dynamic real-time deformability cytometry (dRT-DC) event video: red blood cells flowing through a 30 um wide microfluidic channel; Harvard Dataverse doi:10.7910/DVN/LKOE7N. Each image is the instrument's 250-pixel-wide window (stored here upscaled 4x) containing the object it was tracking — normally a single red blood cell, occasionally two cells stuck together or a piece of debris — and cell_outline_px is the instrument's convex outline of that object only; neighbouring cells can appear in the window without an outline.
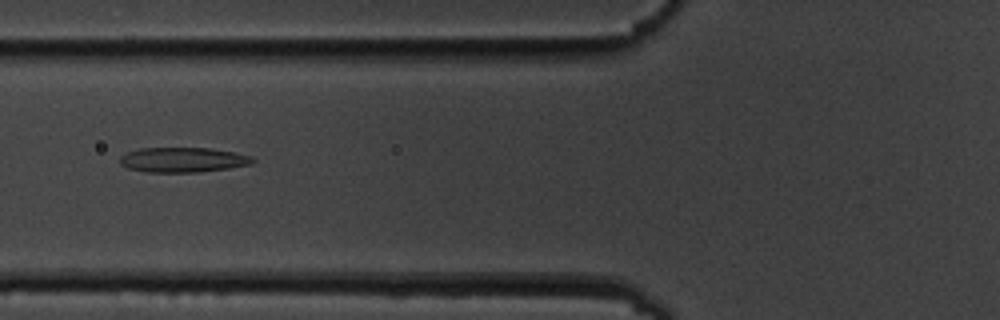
{"species": "common noctule bat (a hibernating species)", "species_latin": "Nyctalus noctula", "temperature_condition": "cold", "stored_images_in_passage": 9, "camera_frame_rate_fps": 3000, "um_per_image_px": 0.085, "animal": {"sex": "male", "body_mass_g": 19.5, "forearm_length_mm": 54.6}, "frame": {"image": 1, "passage_image": 7, "time_ms": 7.0, "image_size_px": [1000, 320], "cell_outline_px": [[256, 160], [252, 164], [228, 168], [200, 172], [148, 172], [128, 168], [120, 164], [120, 156], [128, 152], [140, 148], [208, 148], [232, 152], [252, 156]], "centroid_in_image_um": [15.55, 13.58], "position_along_channel_um": 110.2, "area_um2": 19.19}}
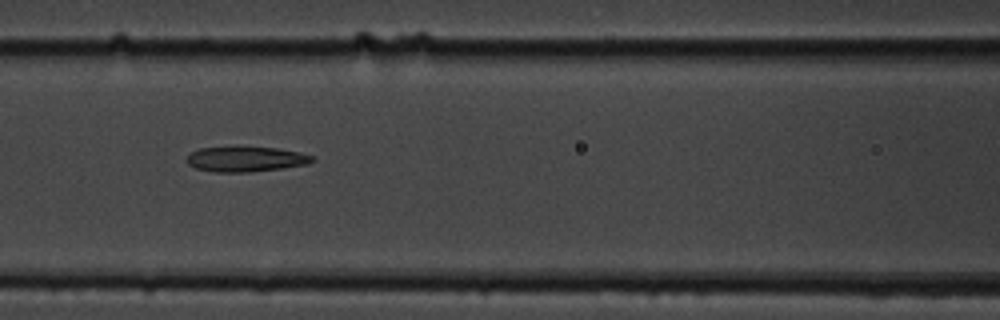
{"frame": {"image": 2, "passage_image": 8, "time_ms": 8.0, "image_size_px": [1000, 320], "cell_outline_px": [[316, 160], [308, 164], [252, 172], [212, 172], [196, 168], [188, 164], [184, 160], [192, 152], [200, 148], [276, 148], [300, 152], [316, 156]], "centroid_in_image_um": [20.92, 13.54], "position_along_channel_um": 145.7, "area_um2": 18.21}}
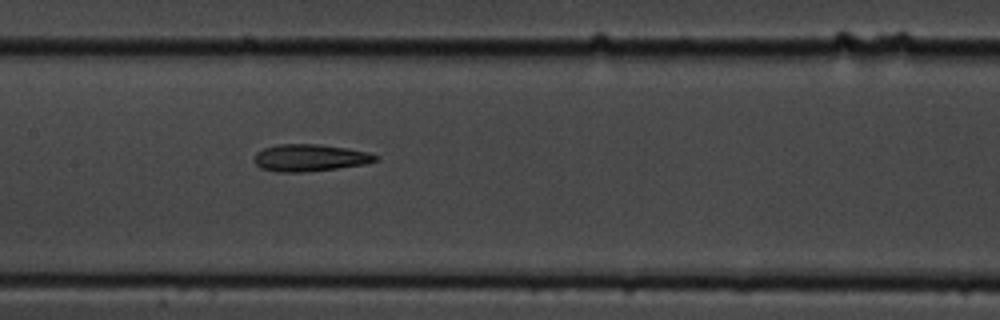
{"frame": {"image": 3, "passage_image": 9, "time_ms": 9.0, "image_size_px": [1000, 320], "cell_outline_px": [[380, 160], [364, 164], [336, 168], [304, 172], [276, 172], [260, 168], [256, 164], [256, 152], [264, 148], [280, 144], [320, 144], [348, 148], [368, 152], [380, 156]], "centroid_in_image_um": [26.38, 13.41], "position_along_channel_um": 181.0, "area_um2": 19.13}}